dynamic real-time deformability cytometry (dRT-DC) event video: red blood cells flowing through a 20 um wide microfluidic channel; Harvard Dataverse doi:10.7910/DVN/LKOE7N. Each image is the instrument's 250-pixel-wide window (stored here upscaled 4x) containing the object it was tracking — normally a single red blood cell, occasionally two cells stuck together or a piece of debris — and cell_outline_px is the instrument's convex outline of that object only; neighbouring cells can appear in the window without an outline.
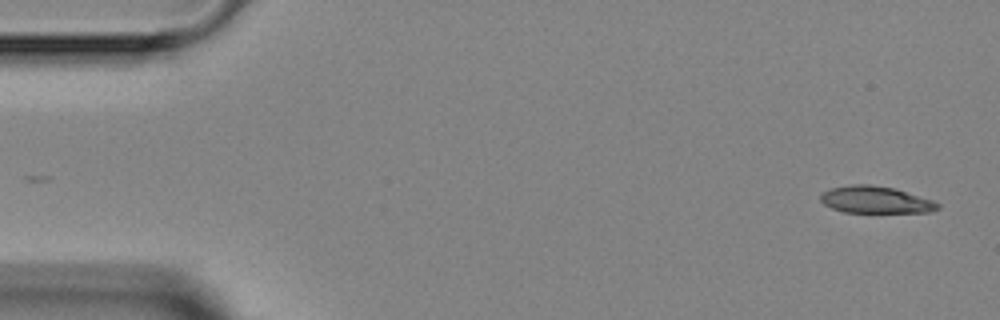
{"species": "Egyptian fruit bat (a non-hibernating species)", "species_latin": "Rousettus aegyptiacus", "temperature_condition": "room temperature", "stored_images_in_passage": 4, "camera_frame_rate_fps": 3000, "um_per_image_px": 0.085, "animal": {"sex": "female"}, "frame": {"image": 1, "passage_image": 1, "time_ms": 0.0, "image_size_px": [1000, 320], "cell_outline_px": [[940, 208], [932, 212], [844, 212], [832, 208], [824, 204], [820, 200], [820, 196], [824, 192], [832, 188], [852, 184], [868, 184], [892, 188], [932, 200], [940, 204]], "centroid_in_image_um": [74.42, 16.99], "position_along_channel_um": 10.6, "area_um2": 18.15}}
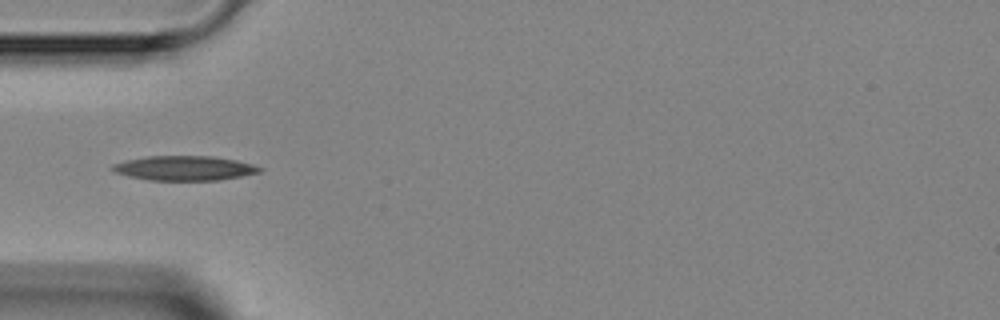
{"frame": {"image": 2, "passage_image": 4, "time_ms": 4.333, "image_size_px": [1000, 320], "cell_outline_px": [[264, 168], [260, 172], [240, 176], [216, 180], [148, 180], [128, 176], [116, 172], [108, 168], [112, 164], [128, 160], [148, 156], [212, 156], [236, 160], [252, 164]], "centroid_in_image_um": [15.66, 14.29], "position_along_channel_um": 69.3, "area_um2": 20.98}}